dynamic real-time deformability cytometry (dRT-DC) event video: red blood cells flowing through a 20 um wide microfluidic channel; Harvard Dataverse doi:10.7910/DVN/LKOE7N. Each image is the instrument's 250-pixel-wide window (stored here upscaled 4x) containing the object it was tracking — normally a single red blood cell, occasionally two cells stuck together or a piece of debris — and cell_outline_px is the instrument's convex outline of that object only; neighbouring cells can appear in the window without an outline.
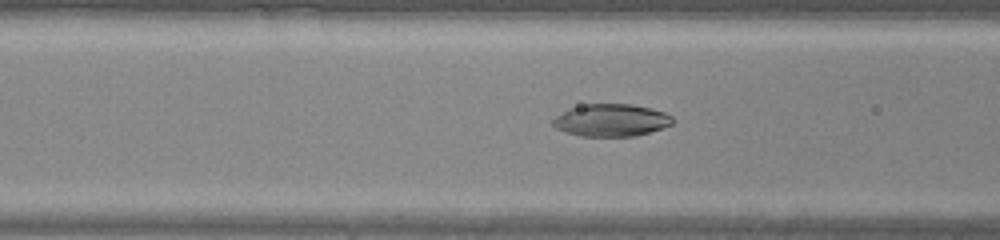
{"species": "common noctule bat (a hibernating species)", "species_latin": "Nyctalus noctula", "temperature_condition": "warm", "stored_images_in_passage": 49, "camera_frame_rate_fps": 3000, "um_per_image_px": 0.085, "animal": {"sex": "male", "body_mass_g": 20.0, "forearm_length_mm": 53.3}, "frame": {"image": 1, "passage_image": 21, "time_ms": 6.667, "image_size_px": [1000, 240], "cell_outline_px": [[676, 120], [672, 124], [664, 128], [636, 136], [580, 136], [556, 128], [552, 124], [552, 120], [556, 116], [568, 108], [588, 104], [632, 104], [652, 108], [664, 112], [672, 116]], "centroid_in_image_um": [52.0, 10.21], "position_along_channel_um": 114.6, "area_um2": 22.72}}
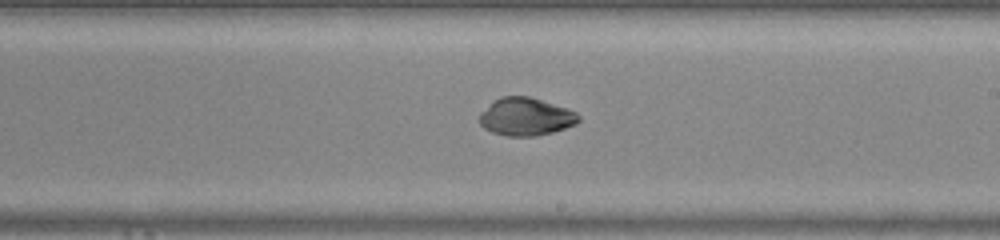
{"frame": {"image": 2, "passage_image": 30, "time_ms": 9.667, "image_size_px": [1000, 240], "cell_outline_px": [[580, 120], [576, 124], [552, 132], [536, 136], [508, 136], [492, 132], [484, 128], [480, 124], [480, 112], [500, 96], [528, 96], [576, 112], [580, 116]], "centroid_in_image_um": [44.67, 9.93], "position_along_channel_um": 244.3, "area_um2": 21.56}}
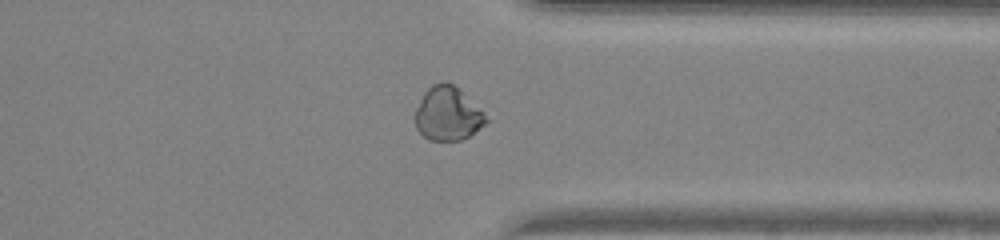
{"frame": {"image": 3, "passage_image": 39, "time_ms": 12.667, "image_size_px": [1000, 240], "cell_outline_px": [[492, 120], [468, 136], [460, 140], [428, 140], [416, 128], [416, 108], [424, 92], [432, 84], [452, 84], [484, 112]], "centroid_in_image_um": [38.08, 9.7], "position_along_channel_um": 373.3, "area_um2": 21.79}, "authors_computed_cell_mechanics": {"area_um2": 23.3512, "velocity_mm_per_s": 4.3289, "shape_relaxation_time_tau1_ms": null, "shape_relaxation_time_tau2_ms": 0.9377, "deformation_change_tau1": null, "deformation_change_tau2": 0.0252}}